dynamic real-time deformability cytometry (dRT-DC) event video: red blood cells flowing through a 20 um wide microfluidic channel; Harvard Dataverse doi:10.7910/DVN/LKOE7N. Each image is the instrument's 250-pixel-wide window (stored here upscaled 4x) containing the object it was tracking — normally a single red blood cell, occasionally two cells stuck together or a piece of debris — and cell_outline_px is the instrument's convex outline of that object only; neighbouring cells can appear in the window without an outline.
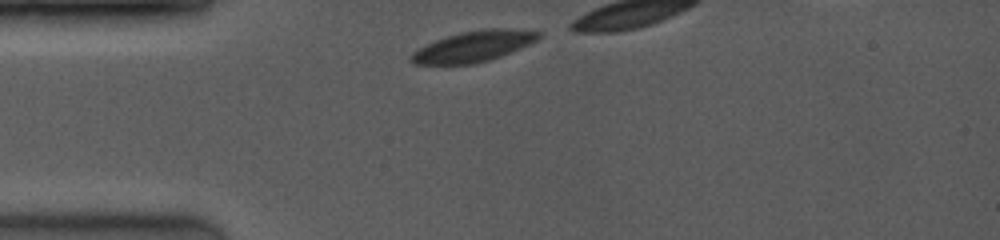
{"species": "common noctule bat (a hibernating species)", "species_latin": "Nyctalus noctula", "temperature_condition": "room temperature", "stored_images_in_passage": 12, "camera_frame_rate_fps": 4000, "um_per_image_px": 0.085, "animal": {"sex": "female", "body_mass_g": 19.0, "forearm_length_mm": 53.3}, "frame": {"image": 1, "passage_image": 1, "time_ms": 0.0, "image_size_px": [1000, 240], "cell_outline_px": [[544, 36], [520, 48], [500, 56], [488, 60], [472, 64], [412, 64], [408, 60], [408, 56], [412, 52], [436, 40], [448, 36], [464, 32], [488, 28], [508, 28], [544, 32]], "centroid_in_image_um": [40.26, 3.94], "position_along_channel_um": 44.7, "area_um2": 22.72}}
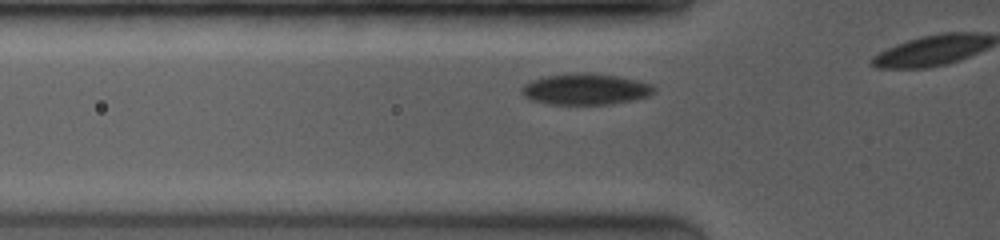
{"frame": {"image": 2, "passage_image": 6, "time_ms": 1.25, "image_size_px": [1000, 240], "cell_outline_px": [[656, 92], [648, 96], [632, 100], [612, 104], [548, 104], [528, 100], [520, 92], [520, 88], [524, 84], [532, 80], [544, 76], [616, 76], [652, 84], [656, 88]], "centroid_in_image_um": [49.75, 7.64], "position_along_channel_um": 76.1, "area_um2": 23.06}}
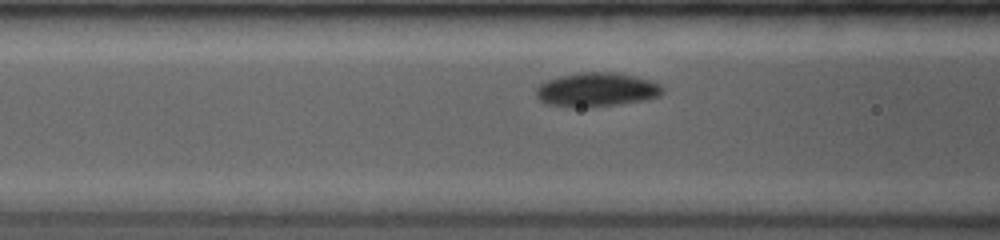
{"frame": {"image": 3, "passage_image": 10, "time_ms": 2.25, "image_size_px": [1000, 240], "cell_outline_px": [[664, 92], [660, 96], [644, 100], [620, 104], [592, 108], [572, 108], [544, 104], [536, 96], [536, 88], [540, 84], [548, 80], [564, 76], [584, 72], [608, 72], [632, 76], [660, 84], [664, 88]], "centroid_in_image_um": [50.69, 7.67], "position_along_channel_um": 115.9, "area_um2": 25.09}}